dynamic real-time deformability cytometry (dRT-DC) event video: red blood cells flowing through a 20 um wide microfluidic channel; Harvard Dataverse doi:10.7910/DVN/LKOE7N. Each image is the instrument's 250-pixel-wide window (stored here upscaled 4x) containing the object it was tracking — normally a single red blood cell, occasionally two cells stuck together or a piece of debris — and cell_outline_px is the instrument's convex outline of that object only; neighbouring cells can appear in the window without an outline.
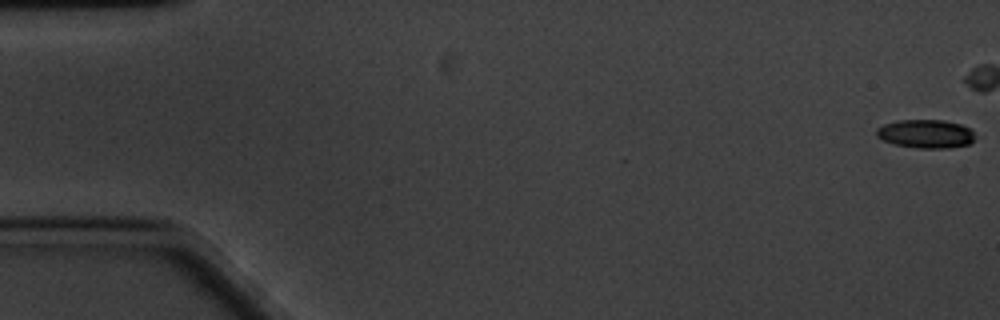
{"species": "common noctule bat (a hibernating species)", "species_latin": "Nyctalus noctula", "temperature_condition": "cold", "stored_images_in_passage": 10, "camera_frame_rate_fps": 3000, "um_per_image_px": 0.085, "animal": {"sex": "male", "body_mass_g": 20.1, "forearm_length_mm": 53.5}, "frame": {"image": 1, "passage_image": 1, "time_ms": 0.0, "image_size_px": [1000, 320], "cell_outline_px": [[972, 140], [968, 144], [948, 148], [920, 148], [896, 144], [884, 140], [876, 136], [876, 128], [884, 124], [896, 120], [944, 120], [960, 124], [968, 128], [972, 132]], "centroid_in_image_um": [78.64, 11.36], "position_along_channel_um": 6.4, "area_um2": 16.13}}